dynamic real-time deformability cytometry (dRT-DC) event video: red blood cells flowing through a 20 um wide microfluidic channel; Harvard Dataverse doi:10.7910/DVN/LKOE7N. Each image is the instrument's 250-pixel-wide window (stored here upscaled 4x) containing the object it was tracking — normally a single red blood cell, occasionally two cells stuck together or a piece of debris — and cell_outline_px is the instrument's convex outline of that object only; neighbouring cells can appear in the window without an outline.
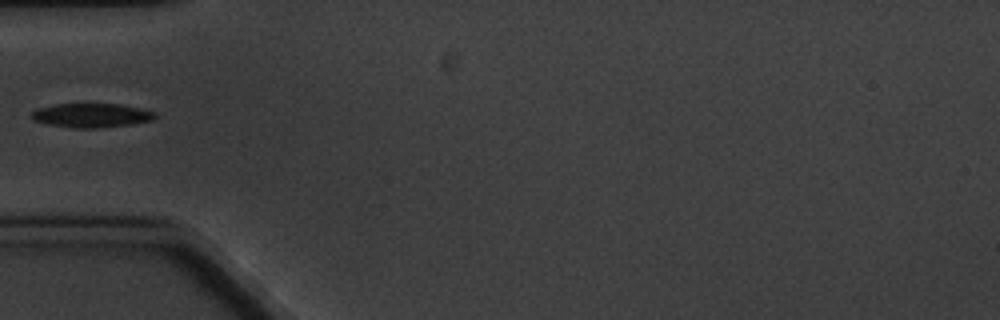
{"species": "common noctule bat (a hibernating species)", "species_latin": "Nyctalus noctula", "temperature_condition": "cold", "stored_images_in_passage": 5, "camera_frame_rate_fps": 3000, "um_per_image_px": 0.085, "animal": {"sex": "male", "body_mass_g": 20.1, "forearm_length_mm": 53.5}, "frame": {"image": 1, "passage_image": 5, "time_ms": 4.667, "image_size_px": [1000, 320], "cell_outline_px": [[156, 116], [152, 120], [132, 124], [96, 128], [72, 128], [48, 124], [32, 120], [32, 112], [40, 108], [56, 104], [120, 104], [140, 108], [152, 112]], "centroid_in_image_um": [7.76, 9.81], "position_along_channel_um": 77.2, "area_um2": 17.11}}